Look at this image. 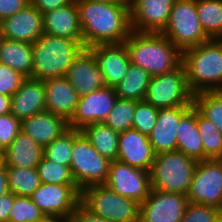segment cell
I'll return each mask as SVG.
<instances>
[{
    "label": "cell",
    "instance_id": "cell-1",
    "mask_svg": "<svg viewBox=\"0 0 222 222\" xmlns=\"http://www.w3.org/2000/svg\"><path fill=\"white\" fill-rule=\"evenodd\" d=\"M83 45L121 44L132 32L130 7L120 4L76 0Z\"/></svg>",
    "mask_w": 222,
    "mask_h": 222
},
{
    "label": "cell",
    "instance_id": "cell-2",
    "mask_svg": "<svg viewBox=\"0 0 222 222\" xmlns=\"http://www.w3.org/2000/svg\"><path fill=\"white\" fill-rule=\"evenodd\" d=\"M130 62L151 76L172 71L182 63V52L161 33L131 32L124 41Z\"/></svg>",
    "mask_w": 222,
    "mask_h": 222
},
{
    "label": "cell",
    "instance_id": "cell-3",
    "mask_svg": "<svg viewBox=\"0 0 222 222\" xmlns=\"http://www.w3.org/2000/svg\"><path fill=\"white\" fill-rule=\"evenodd\" d=\"M182 63L193 94L222 91V39H210L184 50Z\"/></svg>",
    "mask_w": 222,
    "mask_h": 222
},
{
    "label": "cell",
    "instance_id": "cell-4",
    "mask_svg": "<svg viewBox=\"0 0 222 222\" xmlns=\"http://www.w3.org/2000/svg\"><path fill=\"white\" fill-rule=\"evenodd\" d=\"M84 48L83 41L43 33L32 44L31 78L46 80L65 77Z\"/></svg>",
    "mask_w": 222,
    "mask_h": 222
},
{
    "label": "cell",
    "instance_id": "cell-5",
    "mask_svg": "<svg viewBox=\"0 0 222 222\" xmlns=\"http://www.w3.org/2000/svg\"><path fill=\"white\" fill-rule=\"evenodd\" d=\"M196 164L178 150L156 154L150 170L151 189L187 195Z\"/></svg>",
    "mask_w": 222,
    "mask_h": 222
},
{
    "label": "cell",
    "instance_id": "cell-6",
    "mask_svg": "<svg viewBox=\"0 0 222 222\" xmlns=\"http://www.w3.org/2000/svg\"><path fill=\"white\" fill-rule=\"evenodd\" d=\"M80 203L94 215L110 222H139L140 204L120 196L105 184L83 189Z\"/></svg>",
    "mask_w": 222,
    "mask_h": 222
},
{
    "label": "cell",
    "instance_id": "cell-7",
    "mask_svg": "<svg viewBox=\"0 0 222 222\" xmlns=\"http://www.w3.org/2000/svg\"><path fill=\"white\" fill-rule=\"evenodd\" d=\"M161 34L181 52L210 40L199 21L196 0H175Z\"/></svg>",
    "mask_w": 222,
    "mask_h": 222
},
{
    "label": "cell",
    "instance_id": "cell-8",
    "mask_svg": "<svg viewBox=\"0 0 222 222\" xmlns=\"http://www.w3.org/2000/svg\"><path fill=\"white\" fill-rule=\"evenodd\" d=\"M144 101L157 109L192 107L194 94L188 87L183 63L172 71L152 76Z\"/></svg>",
    "mask_w": 222,
    "mask_h": 222
},
{
    "label": "cell",
    "instance_id": "cell-9",
    "mask_svg": "<svg viewBox=\"0 0 222 222\" xmlns=\"http://www.w3.org/2000/svg\"><path fill=\"white\" fill-rule=\"evenodd\" d=\"M111 161L101 156L81 132L73 141L70 170L79 190L105 184Z\"/></svg>",
    "mask_w": 222,
    "mask_h": 222
},
{
    "label": "cell",
    "instance_id": "cell-10",
    "mask_svg": "<svg viewBox=\"0 0 222 222\" xmlns=\"http://www.w3.org/2000/svg\"><path fill=\"white\" fill-rule=\"evenodd\" d=\"M187 200L222 211V159L197 162Z\"/></svg>",
    "mask_w": 222,
    "mask_h": 222
},
{
    "label": "cell",
    "instance_id": "cell-11",
    "mask_svg": "<svg viewBox=\"0 0 222 222\" xmlns=\"http://www.w3.org/2000/svg\"><path fill=\"white\" fill-rule=\"evenodd\" d=\"M30 197L46 217L67 219L80 204L81 191L76 184L41 183Z\"/></svg>",
    "mask_w": 222,
    "mask_h": 222
},
{
    "label": "cell",
    "instance_id": "cell-12",
    "mask_svg": "<svg viewBox=\"0 0 222 222\" xmlns=\"http://www.w3.org/2000/svg\"><path fill=\"white\" fill-rule=\"evenodd\" d=\"M105 185L120 196L141 204L151 190L150 172L118 160L111 161Z\"/></svg>",
    "mask_w": 222,
    "mask_h": 222
},
{
    "label": "cell",
    "instance_id": "cell-13",
    "mask_svg": "<svg viewBox=\"0 0 222 222\" xmlns=\"http://www.w3.org/2000/svg\"><path fill=\"white\" fill-rule=\"evenodd\" d=\"M117 98L115 88L109 86L80 97L74 114L68 121L69 128L82 130L87 125L104 122Z\"/></svg>",
    "mask_w": 222,
    "mask_h": 222
},
{
    "label": "cell",
    "instance_id": "cell-14",
    "mask_svg": "<svg viewBox=\"0 0 222 222\" xmlns=\"http://www.w3.org/2000/svg\"><path fill=\"white\" fill-rule=\"evenodd\" d=\"M188 203L187 195L151 189L140 204L139 222H180Z\"/></svg>",
    "mask_w": 222,
    "mask_h": 222
},
{
    "label": "cell",
    "instance_id": "cell-15",
    "mask_svg": "<svg viewBox=\"0 0 222 222\" xmlns=\"http://www.w3.org/2000/svg\"><path fill=\"white\" fill-rule=\"evenodd\" d=\"M175 0H132L131 29L139 33H161Z\"/></svg>",
    "mask_w": 222,
    "mask_h": 222
},
{
    "label": "cell",
    "instance_id": "cell-16",
    "mask_svg": "<svg viewBox=\"0 0 222 222\" xmlns=\"http://www.w3.org/2000/svg\"><path fill=\"white\" fill-rule=\"evenodd\" d=\"M65 77L79 98L106 86L96 56L89 48L74 59Z\"/></svg>",
    "mask_w": 222,
    "mask_h": 222
},
{
    "label": "cell",
    "instance_id": "cell-17",
    "mask_svg": "<svg viewBox=\"0 0 222 222\" xmlns=\"http://www.w3.org/2000/svg\"><path fill=\"white\" fill-rule=\"evenodd\" d=\"M3 38L33 44L43 33V14L31 3L1 21Z\"/></svg>",
    "mask_w": 222,
    "mask_h": 222
},
{
    "label": "cell",
    "instance_id": "cell-18",
    "mask_svg": "<svg viewBox=\"0 0 222 222\" xmlns=\"http://www.w3.org/2000/svg\"><path fill=\"white\" fill-rule=\"evenodd\" d=\"M155 155L147 135L133 128L119 134L118 161L150 172Z\"/></svg>",
    "mask_w": 222,
    "mask_h": 222
},
{
    "label": "cell",
    "instance_id": "cell-19",
    "mask_svg": "<svg viewBox=\"0 0 222 222\" xmlns=\"http://www.w3.org/2000/svg\"><path fill=\"white\" fill-rule=\"evenodd\" d=\"M89 49L96 56L105 85L115 87L123 80L131 63L126 45L98 44Z\"/></svg>",
    "mask_w": 222,
    "mask_h": 222
},
{
    "label": "cell",
    "instance_id": "cell-20",
    "mask_svg": "<svg viewBox=\"0 0 222 222\" xmlns=\"http://www.w3.org/2000/svg\"><path fill=\"white\" fill-rule=\"evenodd\" d=\"M191 107L159 109L156 124L148 135L155 154L176 150V133L181 117Z\"/></svg>",
    "mask_w": 222,
    "mask_h": 222
},
{
    "label": "cell",
    "instance_id": "cell-21",
    "mask_svg": "<svg viewBox=\"0 0 222 222\" xmlns=\"http://www.w3.org/2000/svg\"><path fill=\"white\" fill-rule=\"evenodd\" d=\"M69 129L66 119L47 111L21 120V131L43 148L61 137Z\"/></svg>",
    "mask_w": 222,
    "mask_h": 222
},
{
    "label": "cell",
    "instance_id": "cell-22",
    "mask_svg": "<svg viewBox=\"0 0 222 222\" xmlns=\"http://www.w3.org/2000/svg\"><path fill=\"white\" fill-rule=\"evenodd\" d=\"M46 111L69 121L74 114L79 96L66 77L43 80Z\"/></svg>",
    "mask_w": 222,
    "mask_h": 222
},
{
    "label": "cell",
    "instance_id": "cell-23",
    "mask_svg": "<svg viewBox=\"0 0 222 222\" xmlns=\"http://www.w3.org/2000/svg\"><path fill=\"white\" fill-rule=\"evenodd\" d=\"M43 31L58 37L83 41L76 0L43 14Z\"/></svg>",
    "mask_w": 222,
    "mask_h": 222
},
{
    "label": "cell",
    "instance_id": "cell-24",
    "mask_svg": "<svg viewBox=\"0 0 222 222\" xmlns=\"http://www.w3.org/2000/svg\"><path fill=\"white\" fill-rule=\"evenodd\" d=\"M46 111L43 80L25 78L20 88L11 96V114L23 120Z\"/></svg>",
    "mask_w": 222,
    "mask_h": 222
},
{
    "label": "cell",
    "instance_id": "cell-25",
    "mask_svg": "<svg viewBox=\"0 0 222 222\" xmlns=\"http://www.w3.org/2000/svg\"><path fill=\"white\" fill-rule=\"evenodd\" d=\"M44 148L20 131L11 144L3 150L4 165L19 168H37L43 158Z\"/></svg>",
    "mask_w": 222,
    "mask_h": 222
},
{
    "label": "cell",
    "instance_id": "cell-26",
    "mask_svg": "<svg viewBox=\"0 0 222 222\" xmlns=\"http://www.w3.org/2000/svg\"><path fill=\"white\" fill-rule=\"evenodd\" d=\"M176 139V150L197 162L204 160L203 143L197 128V108L194 105L181 117Z\"/></svg>",
    "mask_w": 222,
    "mask_h": 222
},
{
    "label": "cell",
    "instance_id": "cell-27",
    "mask_svg": "<svg viewBox=\"0 0 222 222\" xmlns=\"http://www.w3.org/2000/svg\"><path fill=\"white\" fill-rule=\"evenodd\" d=\"M0 63L31 77L33 65L32 44L4 38L0 45Z\"/></svg>",
    "mask_w": 222,
    "mask_h": 222
},
{
    "label": "cell",
    "instance_id": "cell-28",
    "mask_svg": "<svg viewBox=\"0 0 222 222\" xmlns=\"http://www.w3.org/2000/svg\"><path fill=\"white\" fill-rule=\"evenodd\" d=\"M81 132L101 156L110 161L117 160L120 133L114 131L104 122L87 125Z\"/></svg>",
    "mask_w": 222,
    "mask_h": 222
},
{
    "label": "cell",
    "instance_id": "cell-29",
    "mask_svg": "<svg viewBox=\"0 0 222 222\" xmlns=\"http://www.w3.org/2000/svg\"><path fill=\"white\" fill-rule=\"evenodd\" d=\"M151 75L142 67L130 63L127 74L114 88L118 98L143 101Z\"/></svg>",
    "mask_w": 222,
    "mask_h": 222
},
{
    "label": "cell",
    "instance_id": "cell-30",
    "mask_svg": "<svg viewBox=\"0 0 222 222\" xmlns=\"http://www.w3.org/2000/svg\"><path fill=\"white\" fill-rule=\"evenodd\" d=\"M201 26L210 39H222V0H196Z\"/></svg>",
    "mask_w": 222,
    "mask_h": 222
},
{
    "label": "cell",
    "instance_id": "cell-31",
    "mask_svg": "<svg viewBox=\"0 0 222 222\" xmlns=\"http://www.w3.org/2000/svg\"><path fill=\"white\" fill-rule=\"evenodd\" d=\"M10 192L17 196L30 197L41 185L37 168L6 166Z\"/></svg>",
    "mask_w": 222,
    "mask_h": 222
},
{
    "label": "cell",
    "instance_id": "cell-32",
    "mask_svg": "<svg viewBox=\"0 0 222 222\" xmlns=\"http://www.w3.org/2000/svg\"><path fill=\"white\" fill-rule=\"evenodd\" d=\"M197 128L203 143L204 160L222 159V133L198 109Z\"/></svg>",
    "mask_w": 222,
    "mask_h": 222
},
{
    "label": "cell",
    "instance_id": "cell-33",
    "mask_svg": "<svg viewBox=\"0 0 222 222\" xmlns=\"http://www.w3.org/2000/svg\"><path fill=\"white\" fill-rule=\"evenodd\" d=\"M194 106L222 133V91H205L194 94Z\"/></svg>",
    "mask_w": 222,
    "mask_h": 222
},
{
    "label": "cell",
    "instance_id": "cell-34",
    "mask_svg": "<svg viewBox=\"0 0 222 222\" xmlns=\"http://www.w3.org/2000/svg\"><path fill=\"white\" fill-rule=\"evenodd\" d=\"M81 130L69 129L61 137L44 147L43 156L57 164L70 167L73 141Z\"/></svg>",
    "mask_w": 222,
    "mask_h": 222
},
{
    "label": "cell",
    "instance_id": "cell-35",
    "mask_svg": "<svg viewBox=\"0 0 222 222\" xmlns=\"http://www.w3.org/2000/svg\"><path fill=\"white\" fill-rule=\"evenodd\" d=\"M135 108V100L117 98L104 123L118 133L132 129Z\"/></svg>",
    "mask_w": 222,
    "mask_h": 222
},
{
    "label": "cell",
    "instance_id": "cell-36",
    "mask_svg": "<svg viewBox=\"0 0 222 222\" xmlns=\"http://www.w3.org/2000/svg\"><path fill=\"white\" fill-rule=\"evenodd\" d=\"M45 217L31 197L14 195L8 222H38Z\"/></svg>",
    "mask_w": 222,
    "mask_h": 222
},
{
    "label": "cell",
    "instance_id": "cell-37",
    "mask_svg": "<svg viewBox=\"0 0 222 222\" xmlns=\"http://www.w3.org/2000/svg\"><path fill=\"white\" fill-rule=\"evenodd\" d=\"M41 183L76 184L70 167L57 164L44 156L37 166Z\"/></svg>",
    "mask_w": 222,
    "mask_h": 222
},
{
    "label": "cell",
    "instance_id": "cell-38",
    "mask_svg": "<svg viewBox=\"0 0 222 222\" xmlns=\"http://www.w3.org/2000/svg\"><path fill=\"white\" fill-rule=\"evenodd\" d=\"M158 111L144 100L136 101L132 128L148 136L156 124Z\"/></svg>",
    "mask_w": 222,
    "mask_h": 222
},
{
    "label": "cell",
    "instance_id": "cell-39",
    "mask_svg": "<svg viewBox=\"0 0 222 222\" xmlns=\"http://www.w3.org/2000/svg\"><path fill=\"white\" fill-rule=\"evenodd\" d=\"M180 222H222V211L213 206L189 202Z\"/></svg>",
    "mask_w": 222,
    "mask_h": 222
},
{
    "label": "cell",
    "instance_id": "cell-40",
    "mask_svg": "<svg viewBox=\"0 0 222 222\" xmlns=\"http://www.w3.org/2000/svg\"><path fill=\"white\" fill-rule=\"evenodd\" d=\"M25 78L20 72L0 63V94L11 97Z\"/></svg>",
    "mask_w": 222,
    "mask_h": 222
},
{
    "label": "cell",
    "instance_id": "cell-41",
    "mask_svg": "<svg viewBox=\"0 0 222 222\" xmlns=\"http://www.w3.org/2000/svg\"><path fill=\"white\" fill-rule=\"evenodd\" d=\"M21 131V120L14 115L0 116V149L5 150Z\"/></svg>",
    "mask_w": 222,
    "mask_h": 222
},
{
    "label": "cell",
    "instance_id": "cell-42",
    "mask_svg": "<svg viewBox=\"0 0 222 222\" xmlns=\"http://www.w3.org/2000/svg\"><path fill=\"white\" fill-rule=\"evenodd\" d=\"M30 0H0V22L23 9Z\"/></svg>",
    "mask_w": 222,
    "mask_h": 222
},
{
    "label": "cell",
    "instance_id": "cell-43",
    "mask_svg": "<svg viewBox=\"0 0 222 222\" xmlns=\"http://www.w3.org/2000/svg\"><path fill=\"white\" fill-rule=\"evenodd\" d=\"M67 222H110L103 217L94 215L88 211L81 203L67 218Z\"/></svg>",
    "mask_w": 222,
    "mask_h": 222
},
{
    "label": "cell",
    "instance_id": "cell-44",
    "mask_svg": "<svg viewBox=\"0 0 222 222\" xmlns=\"http://www.w3.org/2000/svg\"><path fill=\"white\" fill-rule=\"evenodd\" d=\"M73 0H30V3L42 14L71 3Z\"/></svg>",
    "mask_w": 222,
    "mask_h": 222
},
{
    "label": "cell",
    "instance_id": "cell-45",
    "mask_svg": "<svg viewBox=\"0 0 222 222\" xmlns=\"http://www.w3.org/2000/svg\"><path fill=\"white\" fill-rule=\"evenodd\" d=\"M13 202L14 194L12 192L0 196V222H8Z\"/></svg>",
    "mask_w": 222,
    "mask_h": 222
},
{
    "label": "cell",
    "instance_id": "cell-46",
    "mask_svg": "<svg viewBox=\"0 0 222 222\" xmlns=\"http://www.w3.org/2000/svg\"><path fill=\"white\" fill-rule=\"evenodd\" d=\"M10 192L6 166L0 167V196Z\"/></svg>",
    "mask_w": 222,
    "mask_h": 222
},
{
    "label": "cell",
    "instance_id": "cell-47",
    "mask_svg": "<svg viewBox=\"0 0 222 222\" xmlns=\"http://www.w3.org/2000/svg\"><path fill=\"white\" fill-rule=\"evenodd\" d=\"M11 113V97L0 94V116Z\"/></svg>",
    "mask_w": 222,
    "mask_h": 222
},
{
    "label": "cell",
    "instance_id": "cell-48",
    "mask_svg": "<svg viewBox=\"0 0 222 222\" xmlns=\"http://www.w3.org/2000/svg\"><path fill=\"white\" fill-rule=\"evenodd\" d=\"M89 1L120 4V5H125V6H131V3H132V0H89Z\"/></svg>",
    "mask_w": 222,
    "mask_h": 222
},
{
    "label": "cell",
    "instance_id": "cell-49",
    "mask_svg": "<svg viewBox=\"0 0 222 222\" xmlns=\"http://www.w3.org/2000/svg\"><path fill=\"white\" fill-rule=\"evenodd\" d=\"M38 222H67V219L61 217H45L43 220Z\"/></svg>",
    "mask_w": 222,
    "mask_h": 222
},
{
    "label": "cell",
    "instance_id": "cell-50",
    "mask_svg": "<svg viewBox=\"0 0 222 222\" xmlns=\"http://www.w3.org/2000/svg\"><path fill=\"white\" fill-rule=\"evenodd\" d=\"M4 165V156H3V150L0 149V167Z\"/></svg>",
    "mask_w": 222,
    "mask_h": 222
},
{
    "label": "cell",
    "instance_id": "cell-51",
    "mask_svg": "<svg viewBox=\"0 0 222 222\" xmlns=\"http://www.w3.org/2000/svg\"><path fill=\"white\" fill-rule=\"evenodd\" d=\"M3 39L4 38H3L2 27H1V22H0V45H1Z\"/></svg>",
    "mask_w": 222,
    "mask_h": 222
}]
</instances>
